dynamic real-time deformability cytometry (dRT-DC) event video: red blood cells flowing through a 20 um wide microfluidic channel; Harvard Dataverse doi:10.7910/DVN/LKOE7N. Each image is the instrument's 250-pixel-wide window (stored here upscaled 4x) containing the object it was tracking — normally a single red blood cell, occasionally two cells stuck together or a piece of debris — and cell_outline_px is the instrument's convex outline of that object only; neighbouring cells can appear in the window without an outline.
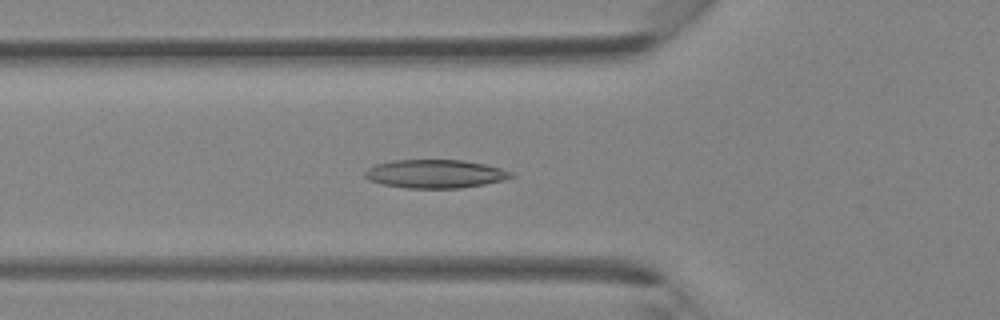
{"species": "Egyptian fruit bat (a non-hibernating species)", "species_latin": "Rousettus aegyptiacus", "temperature_condition": "room temperature", "stored_images_in_passage": 30, "camera_frame_rate_fps": 3000, "um_per_image_px": 0.085, "animal": {"sex": "female"}, "frame": {"image": 1, "passage_image": 5, "time_ms": 1.333, "image_size_px": [1000, 320], "cell_outline_px": [[516, 176], [504, 180], [484, 184], [460, 188], [408, 188], [384, 184], [368, 180], [364, 176], [364, 172], [368, 168], [376, 164], [392, 160], [464, 160], [484, 164], [500, 168], [512, 172]], "centroid_in_image_um": [37.0, 14.77], "position_along_channel_um": 88.8, "area_um2": 24.22}}
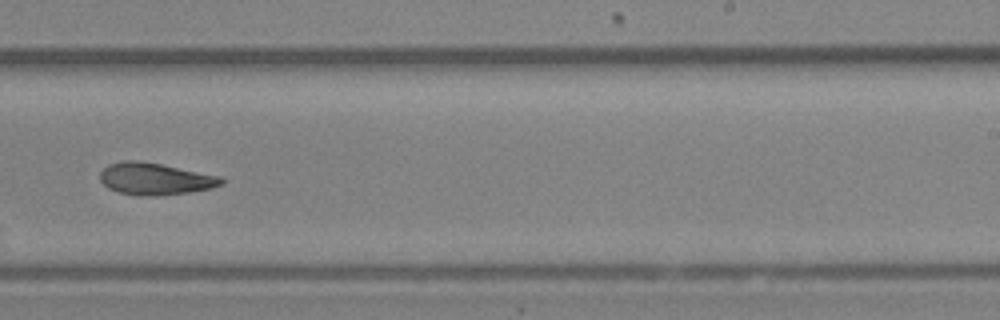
{"frame": {"image": 2, "passage_image": 16, "time_ms": 5.0, "image_size_px": [1000, 320], "cell_outline_px": [[224, 184], [212, 188], [188, 192], [156, 196], [140, 196], [120, 192], [108, 188], [100, 180], [100, 172], [108, 164], [124, 160], [136, 160], [160, 164], [220, 176], [224, 180]], "centroid_in_image_um": [13.17, 15.2], "position_along_channel_um": 275.8, "area_um2": 22.48}}
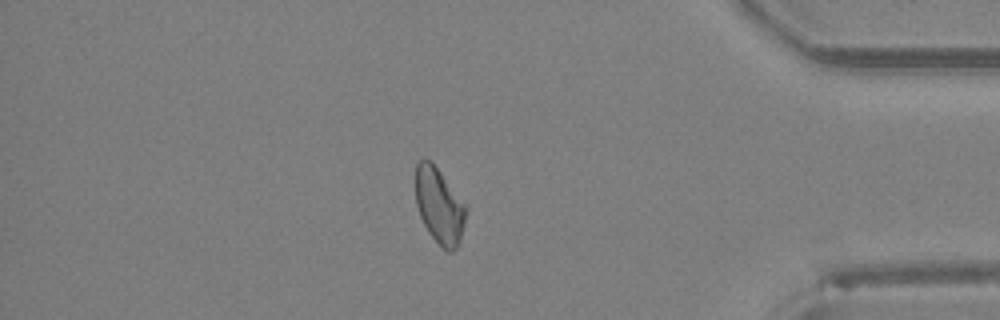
{"frame": {"image": 3, "passage_image": 25, "time_ms": 8.0, "image_size_px": [1000, 320], "cell_outline_px": [[468, 208], [460, 240], [456, 248], [452, 252], [448, 252], [428, 232], [420, 216], [416, 204], [416, 164], [424, 156], [432, 160]], "centroid_in_image_um": [37.34, 17.44], "position_along_channel_um": 397.9, "area_um2": 22.25}}